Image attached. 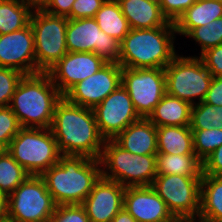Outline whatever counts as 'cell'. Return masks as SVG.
Here are the masks:
<instances>
[{
  "instance_id": "4dcf8cb0",
  "label": "cell",
  "mask_w": 222,
  "mask_h": 222,
  "mask_svg": "<svg viewBox=\"0 0 222 222\" xmlns=\"http://www.w3.org/2000/svg\"><path fill=\"white\" fill-rule=\"evenodd\" d=\"M192 134L194 153L201 161L222 145V130L220 129L192 130Z\"/></svg>"
},
{
  "instance_id": "9c48e42d",
  "label": "cell",
  "mask_w": 222,
  "mask_h": 222,
  "mask_svg": "<svg viewBox=\"0 0 222 222\" xmlns=\"http://www.w3.org/2000/svg\"><path fill=\"white\" fill-rule=\"evenodd\" d=\"M56 204L40 175H29L8 196V217L16 222H49Z\"/></svg>"
},
{
  "instance_id": "f546056e",
  "label": "cell",
  "mask_w": 222,
  "mask_h": 222,
  "mask_svg": "<svg viewBox=\"0 0 222 222\" xmlns=\"http://www.w3.org/2000/svg\"><path fill=\"white\" fill-rule=\"evenodd\" d=\"M186 36L192 37L196 44L200 45V57L208 49L222 44V17L206 24V26L192 29Z\"/></svg>"
},
{
  "instance_id": "ab89813d",
  "label": "cell",
  "mask_w": 222,
  "mask_h": 222,
  "mask_svg": "<svg viewBox=\"0 0 222 222\" xmlns=\"http://www.w3.org/2000/svg\"><path fill=\"white\" fill-rule=\"evenodd\" d=\"M203 102L209 105L222 106V78L213 77L210 88Z\"/></svg>"
},
{
  "instance_id": "8992f818",
  "label": "cell",
  "mask_w": 222,
  "mask_h": 222,
  "mask_svg": "<svg viewBox=\"0 0 222 222\" xmlns=\"http://www.w3.org/2000/svg\"><path fill=\"white\" fill-rule=\"evenodd\" d=\"M7 151L30 175H41L62 155L50 128H21Z\"/></svg>"
},
{
  "instance_id": "e0dca14e",
  "label": "cell",
  "mask_w": 222,
  "mask_h": 222,
  "mask_svg": "<svg viewBox=\"0 0 222 222\" xmlns=\"http://www.w3.org/2000/svg\"><path fill=\"white\" fill-rule=\"evenodd\" d=\"M124 193L123 185L101 176L82 203L90 222H111L123 209Z\"/></svg>"
},
{
  "instance_id": "74e56055",
  "label": "cell",
  "mask_w": 222,
  "mask_h": 222,
  "mask_svg": "<svg viewBox=\"0 0 222 222\" xmlns=\"http://www.w3.org/2000/svg\"><path fill=\"white\" fill-rule=\"evenodd\" d=\"M202 174L222 176V145L202 161Z\"/></svg>"
},
{
  "instance_id": "44dd1931",
  "label": "cell",
  "mask_w": 222,
  "mask_h": 222,
  "mask_svg": "<svg viewBox=\"0 0 222 222\" xmlns=\"http://www.w3.org/2000/svg\"><path fill=\"white\" fill-rule=\"evenodd\" d=\"M192 104L168 95L153 109L148 119L156 126H190Z\"/></svg>"
},
{
  "instance_id": "d6a6232c",
  "label": "cell",
  "mask_w": 222,
  "mask_h": 222,
  "mask_svg": "<svg viewBox=\"0 0 222 222\" xmlns=\"http://www.w3.org/2000/svg\"><path fill=\"white\" fill-rule=\"evenodd\" d=\"M21 128L12 109L9 106L0 107V146L4 150H7L11 140Z\"/></svg>"
},
{
  "instance_id": "484cf974",
  "label": "cell",
  "mask_w": 222,
  "mask_h": 222,
  "mask_svg": "<svg viewBox=\"0 0 222 222\" xmlns=\"http://www.w3.org/2000/svg\"><path fill=\"white\" fill-rule=\"evenodd\" d=\"M32 11L27 0H0V35L26 27Z\"/></svg>"
},
{
  "instance_id": "d590c367",
  "label": "cell",
  "mask_w": 222,
  "mask_h": 222,
  "mask_svg": "<svg viewBox=\"0 0 222 222\" xmlns=\"http://www.w3.org/2000/svg\"><path fill=\"white\" fill-rule=\"evenodd\" d=\"M105 0H75L68 19L94 18Z\"/></svg>"
},
{
  "instance_id": "ac0fdd59",
  "label": "cell",
  "mask_w": 222,
  "mask_h": 222,
  "mask_svg": "<svg viewBox=\"0 0 222 222\" xmlns=\"http://www.w3.org/2000/svg\"><path fill=\"white\" fill-rule=\"evenodd\" d=\"M123 208L137 222H177L152 186L126 187Z\"/></svg>"
},
{
  "instance_id": "60d3db41",
  "label": "cell",
  "mask_w": 222,
  "mask_h": 222,
  "mask_svg": "<svg viewBox=\"0 0 222 222\" xmlns=\"http://www.w3.org/2000/svg\"><path fill=\"white\" fill-rule=\"evenodd\" d=\"M111 222H137L124 208L120 210Z\"/></svg>"
},
{
  "instance_id": "6da1fadb",
  "label": "cell",
  "mask_w": 222,
  "mask_h": 222,
  "mask_svg": "<svg viewBox=\"0 0 222 222\" xmlns=\"http://www.w3.org/2000/svg\"><path fill=\"white\" fill-rule=\"evenodd\" d=\"M50 129L62 155L100 158L105 139L92 108L70 103L63 96L55 107Z\"/></svg>"
},
{
  "instance_id": "7dc6e473",
  "label": "cell",
  "mask_w": 222,
  "mask_h": 222,
  "mask_svg": "<svg viewBox=\"0 0 222 222\" xmlns=\"http://www.w3.org/2000/svg\"><path fill=\"white\" fill-rule=\"evenodd\" d=\"M3 150H4V149L0 146V154L3 152Z\"/></svg>"
},
{
  "instance_id": "ee69618b",
  "label": "cell",
  "mask_w": 222,
  "mask_h": 222,
  "mask_svg": "<svg viewBox=\"0 0 222 222\" xmlns=\"http://www.w3.org/2000/svg\"><path fill=\"white\" fill-rule=\"evenodd\" d=\"M196 220H197V218L180 219V220H178V222H197ZM198 222H206V221L198 219Z\"/></svg>"
},
{
  "instance_id": "83f0119b",
  "label": "cell",
  "mask_w": 222,
  "mask_h": 222,
  "mask_svg": "<svg viewBox=\"0 0 222 222\" xmlns=\"http://www.w3.org/2000/svg\"><path fill=\"white\" fill-rule=\"evenodd\" d=\"M29 173L7 151L0 154V191L9 196L28 177Z\"/></svg>"
},
{
  "instance_id": "7a4b0ae2",
  "label": "cell",
  "mask_w": 222,
  "mask_h": 222,
  "mask_svg": "<svg viewBox=\"0 0 222 222\" xmlns=\"http://www.w3.org/2000/svg\"><path fill=\"white\" fill-rule=\"evenodd\" d=\"M56 205H82L102 176L99 159L61 155L41 175Z\"/></svg>"
},
{
  "instance_id": "7c38bea8",
  "label": "cell",
  "mask_w": 222,
  "mask_h": 222,
  "mask_svg": "<svg viewBox=\"0 0 222 222\" xmlns=\"http://www.w3.org/2000/svg\"><path fill=\"white\" fill-rule=\"evenodd\" d=\"M68 52H93L106 63H118L120 42L108 36L94 18L68 19L66 27Z\"/></svg>"
},
{
  "instance_id": "f35d334b",
  "label": "cell",
  "mask_w": 222,
  "mask_h": 222,
  "mask_svg": "<svg viewBox=\"0 0 222 222\" xmlns=\"http://www.w3.org/2000/svg\"><path fill=\"white\" fill-rule=\"evenodd\" d=\"M75 0H50L43 10L54 16L67 17L72 10Z\"/></svg>"
},
{
  "instance_id": "b9f144b4",
  "label": "cell",
  "mask_w": 222,
  "mask_h": 222,
  "mask_svg": "<svg viewBox=\"0 0 222 222\" xmlns=\"http://www.w3.org/2000/svg\"><path fill=\"white\" fill-rule=\"evenodd\" d=\"M7 204L8 196H6L3 192L0 191V220L8 216Z\"/></svg>"
},
{
  "instance_id": "30bf717a",
  "label": "cell",
  "mask_w": 222,
  "mask_h": 222,
  "mask_svg": "<svg viewBox=\"0 0 222 222\" xmlns=\"http://www.w3.org/2000/svg\"><path fill=\"white\" fill-rule=\"evenodd\" d=\"M202 176L157 175L152 187L177 219L198 218Z\"/></svg>"
},
{
  "instance_id": "ba28073f",
  "label": "cell",
  "mask_w": 222,
  "mask_h": 222,
  "mask_svg": "<svg viewBox=\"0 0 222 222\" xmlns=\"http://www.w3.org/2000/svg\"><path fill=\"white\" fill-rule=\"evenodd\" d=\"M30 24L34 34L36 66L41 72H47L68 53V18L48 14L43 9H33Z\"/></svg>"
},
{
  "instance_id": "e575fe53",
  "label": "cell",
  "mask_w": 222,
  "mask_h": 222,
  "mask_svg": "<svg viewBox=\"0 0 222 222\" xmlns=\"http://www.w3.org/2000/svg\"><path fill=\"white\" fill-rule=\"evenodd\" d=\"M197 0H160V8L164 17L175 23L179 17Z\"/></svg>"
},
{
  "instance_id": "d4e9b609",
  "label": "cell",
  "mask_w": 222,
  "mask_h": 222,
  "mask_svg": "<svg viewBox=\"0 0 222 222\" xmlns=\"http://www.w3.org/2000/svg\"><path fill=\"white\" fill-rule=\"evenodd\" d=\"M100 29L108 36L121 42L129 33L130 27L117 0H105L94 16Z\"/></svg>"
},
{
  "instance_id": "5bb4252c",
  "label": "cell",
  "mask_w": 222,
  "mask_h": 222,
  "mask_svg": "<svg viewBox=\"0 0 222 222\" xmlns=\"http://www.w3.org/2000/svg\"><path fill=\"white\" fill-rule=\"evenodd\" d=\"M122 85V66L106 63L96 73L74 85L64 97L73 104L94 108Z\"/></svg>"
},
{
  "instance_id": "7402d4cb",
  "label": "cell",
  "mask_w": 222,
  "mask_h": 222,
  "mask_svg": "<svg viewBox=\"0 0 222 222\" xmlns=\"http://www.w3.org/2000/svg\"><path fill=\"white\" fill-rule=\"evenodd\" d=\"M222 17V3L217 0H197L174 23L179 35H186L194 28Z\"/></svg>"
},
{
  "instance_id": "4316f807",
  "label": "cell",
  "mask_w": 222,
  "mask_h": 222,
  "mask_svg": "<svg viewBox=\"0 0 222 222\" xmlns=\"http://www.w3.org/2000/svg\"><path fill=\"white\" fill-rule=\"evenodd\" d=\"M157 175L202 176V161L196 155L157 153Z\"/></svg>"
},
{
  "instance_id": "7bdbcfd3",
  "label": "cell",
  "mask_w": 222,
  "mask_h": 222,
  "mask_svg": "<svg viewBox=\"0 0 222 222\" xmlns=\"http://www.w3.org/2000/svg\"><path fill=\"white\" fill-rule=\"evenodd\" d=\"M33 9H43L50 0H27Z\"/></svg>"
},
{
  "instance_id": "1f68e13d",
  "label": "cell",
  "mask_w": 222,
  "mask_h": 222,
  "mask_svg": "<svg viewBox=\"0 0 222 222\" xmlns=\"http://www.w3.org/2000/svg\"><path fill=\"white\" fill-rule=\"evenodd\" d=\"M23 76L24 74L20 71L0 67V107L9 106Z\"/></svg>"
},
{
  "instance_id": "8fae6325",
  "label": "cell",
  "mask_w": 222,
  "mask_h": 222,
  "mask_svg": "<svg viewBox=\"0 0 222 222\" xmlns=\"http://www.w3.org/2000/svg\"><path fill=\"white\" fill-rule=\"evenodd\" d=\"M122 86L127 90L140 118H148L166 94V75L162 68L122 67Z\"/></svg>"
},
{
  "instance_id": "f6af8a7d",
  "label": "cell",
  "mask_w": 222,
  "mask_h": 222,
  "mask_svg": "<svg viewBox=\"0 0 222 222\" xmlns=\"http://www.w3.org/2000/svg\"><path fill=\"white\" fill-rule=\"evenodd\" d=\"M0 222H16L15 220H13L12 218H9L8 216L2 220H0Z\"/></svg>"
},
{
  "instance_id": "f1b7e54d",
  "label": "cell",
  "mask_w": 222,
  "mask_h": 222,
  "mask_svg": "<svg viewBox=\"0 0 222 222\" xmlns=\"http://www.w3.org/2000/svg\"><path fill=\"white\" fill-rule=\"evenodd\" d=\"M217 128L222 130V106L209 105L200 102L192 105L191 130H207Z\"/></svg>"
},
{
  "instance_id": "bcb514c9",
  "label": "cell",
  "mask_w": 222,
  "mask_h": 222,
  "mask_svg": "<svg viewBox=\"0 0 222 222\" xmlns=\"http://www.w3.org/2000/svg\"><path fill=\"white\" fill-rule=\"evenodd\" d=\"M148 1L156 2V3L160 2V0H148Z\"/></svg>"
},
{
  "instance_id": "d6986e66",
  "label": "cell",
  "mask_w": 222,
  "mask_h": 222,
  "mask_svg": "<svg viewBox=\"0 0 222 222\" xmlns=\"http://www.w3.org/2000/svg\"><path fill=\"white\" fill-rule=\"evenodd\" d=\"M113 141L134 155H157V127L148 119L140 118L130 124Z\"/></svg>"
},
{
  "instance_id": "cb8c5ba5",
  "label": "cell",
  "mask_w": 222,
  "mask_h": 222,
  "mask_svg": "<svg viewBox=\"0 0 222 222\" xmlns=\"http://www.w3.org/2000/svg\"><path fill=\"white\" fill-rule=\"evenodd\" d=\"M199 219L222 222V176L202 174Z\"/></svg>"
},
{
  "instance_id": "2e32d148",
  "label": "cell",
  "mask_w": 222,
  "mask_h": 222,
  "mask_svg": "<svg viewBox=\"0 0 222 222\" xmlns=\"http://www.w3.org/2000/svg\"><path fill=\"white\" fill-rule=\"evenodd\" d=\"M105 64L93 52H68L47 73L64 96L74 85L96 73Z\"/></svg>"
},
{
  "instance_id": "277c9868",
  "label": "cell",
  "mask_w": 222,
  "mask_h": 222,
  "mask_svg": "<svg viewBox=\"0 0 222 222\" xmlns=\"http://www.w3.org/2000/svg\"><path fill=\"white\" fill-rule=\"evenodd\" d=\"M174 23L149 29H130L120 42L119 64L125 68L164 69L176 56Z\"/></svg>"
},
{
  "instance_id": "603a6c76",
  "label": "cell",
  "mask_w": 222,
  "mask_h": 222,
  "mask_svg": "<svg viewBox=\"0 0 222 222\" xmlns=\"http://www.w3.org/2000/svg\"><path fill=\"white\" fill-rule=\"evenodd\" d=\"M157 149L158 153L196 155L190 126L157 127Z\"/></svg>"
},
{
  "instance_id": "836d02e7",
  "label": "cell",
  "mask_w": 222,
  "mask_h": 222,
  "mask_svg": "<svg viewBox=\"0 0 222 222\" xmlns=\"http://www.w3.org/2000/svg\"><path fill=\"white\" fill-rule=\"evenodd\" d=\"M49 222H90L82 205H57Z\"/></svg>"
},
{
  "instance_id": "5b68a950",
  "label": "cell",
  "mask_w": 222,
  "mask_h": 222,
  "mask_svg": "<svg viewBox=\"0 0 222 222\" xmlns=\"http://www.w3.org/2000/svg\"><path fill=\"white\" fill-rule=\"evenodd\" d=\"M99 160L102 176L125 188L152 186L157 176V155H134L113 140H105Z\"/></svg>"
},
{
  "instance_id": "3957f363",
  "label": "cell",
  "mask_w": 222,
  "mask_h": 222,
  "mask_svg": "<svg viewBox=\"0 0 222 222\" xmlns=\"http://www.w3.org/2000/svg\"><path fill=\"white\" fill-rule=\"evenodd\" d=\"M62 97L47 72L24 75L9 107L22 128H50Z\"/></svg>"
},
{
  "instance_id": "8d00e7d4",
  "label": "cell",
  "mask_w": 222,
  "mask_h": 222,
  "mask_svg": "<svg viewBox=\"0 0 222 222\" xmlns=\"http://www.w3.org/2000/svg\"><path fill=\"white\" fill-rule=\"evenodd\" d=\"M200 58L213 77L222 78V44L208 49Z\"/></svg>"
},
{
  "instance_id": "9a60e30c",
  "label": "cell",
  "mask_w": 222,
  "mask_h": 222,
  "mask_svg": "<svg viewBox=\"0 0 222 222\" xmlns=\"http://www.w3.org/2000/svg\"><path fill=\"white\" fill-rule=\"evenodd\" d=\"M0 67L22 72L40 73L35 60L34 34L29 23L26 27L0 35Z\"/></svg>"
},
{
  "instance_id": "52a82bcc",
  "label": "cell",
  "mask_w": 222,
  "mask_h": 222,
  "mask_svg": "<svg viewBox=\"0 0 222 222\" xmlns=\"http://www.w3.org/2000/svg\"><path fill=\"white\" fill-rule=\"evenodd\" d=\"M166 93L196 104L204 100L213 76L200 57L177 55L165 68Z\"/></svg>"
},
{
  "instance_id": "4fadbf2b",
  "label": "cell",
  "mask_w": 222,
  "mask_h": 222,
  "mask_svg": "<svg viewBox=\"0 0 222 222\" xmlns=\"http://www.w3.org/2000/svg\"><path fill=\"white\" fill-rule=\"evenodd\" d=\"M99 133L113 140L130 124L140 119L127 90L121 85L93 108Z\"/></svg>"
},
{
  "instance_id": "ffe728a7",
  "label": "cell",
  "mask_w": 222,
  "mask_h": 222,
  "mask_svg": "<svg viewBox=\"0 0 222 222\" xmlns=\"http://www.w3.org/2000/svg\"><path fill=\"white\" fill-rule=\"evenodd\" d=\"M130 29H149L165 26L169 21L160 4L148 0H117Z\"/></svg>"
}]
</instances>
